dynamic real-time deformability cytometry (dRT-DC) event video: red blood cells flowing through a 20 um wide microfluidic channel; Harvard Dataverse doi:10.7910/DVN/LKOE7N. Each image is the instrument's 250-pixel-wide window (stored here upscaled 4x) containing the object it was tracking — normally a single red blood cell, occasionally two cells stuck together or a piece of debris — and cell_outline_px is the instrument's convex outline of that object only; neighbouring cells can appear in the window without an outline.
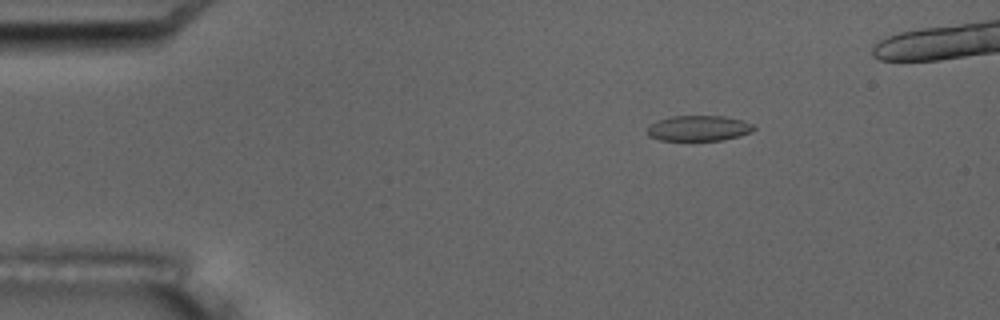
{"species": "common noctule bat (a hibernating species)", "species_latin": "Nyctalus noctula", "temperature_condition": "room temperature", "stored_images_in_passage": 6, "camera_frame_rate_fps": 3000, "um_per_image_px": 0.085, "animal": {"sex": "male", "body_mass_g": 17.5, "forearm_length_mm": 52.3}, "frame": {"image": 1, "passage_image": 3, "time_ms": 2.333, "image_size_px": [1000, 320], "cell_outline_px": [[756, 128], [752, 132], [740, 136], [724, 140], [660, 140], [648, 136], [648, 128], [656, 120], [672, 116], [724, 116], [740, 120], [752, 124]], "centroid_in_image_um": [59.4, 10.9], "position_along_channel_um": 25.6, "area_um2": 15.78}}